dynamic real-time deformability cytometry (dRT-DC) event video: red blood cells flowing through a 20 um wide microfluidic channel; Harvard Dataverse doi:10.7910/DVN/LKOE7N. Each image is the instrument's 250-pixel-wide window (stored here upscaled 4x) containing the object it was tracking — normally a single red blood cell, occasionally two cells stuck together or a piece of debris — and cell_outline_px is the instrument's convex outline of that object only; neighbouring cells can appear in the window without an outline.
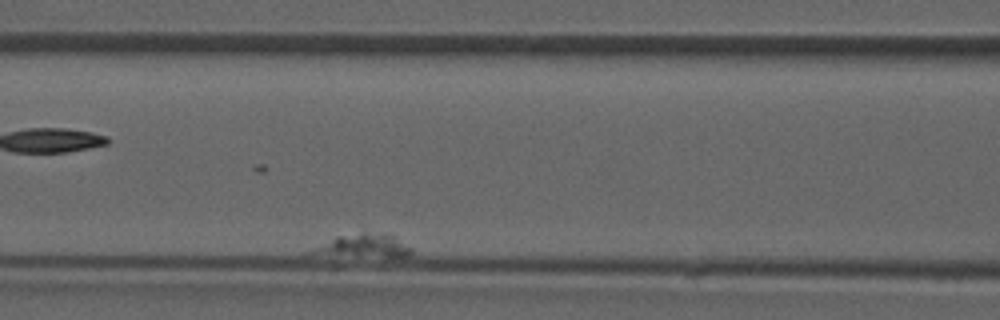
{"species": "common noctule bat (a hibernating species)", "species_latin": "Nyctalus noctula", "temperature_condition": "room temperature", "stored_images_in_passage": 13, "camera_frame_rate_fps": 3000, "um_per_image_px": 0.085, "animal": {"sex": "male", "forearm_length_mm": 52.5}, "frame": {"image": 1, "passage_image": 6, "time_ms": 6.333, "image_size_px": [1000, 320], "cell_outline_px": [[412, 252], [408, 256], [308, 256], [304, 252], [336, 236], [364, 232], [392, 236], [412, 248]], "centroid_in_image_um": [30.71, 20.93], "position_along_channel_um": 135.9, "area_um2": 13.58}}